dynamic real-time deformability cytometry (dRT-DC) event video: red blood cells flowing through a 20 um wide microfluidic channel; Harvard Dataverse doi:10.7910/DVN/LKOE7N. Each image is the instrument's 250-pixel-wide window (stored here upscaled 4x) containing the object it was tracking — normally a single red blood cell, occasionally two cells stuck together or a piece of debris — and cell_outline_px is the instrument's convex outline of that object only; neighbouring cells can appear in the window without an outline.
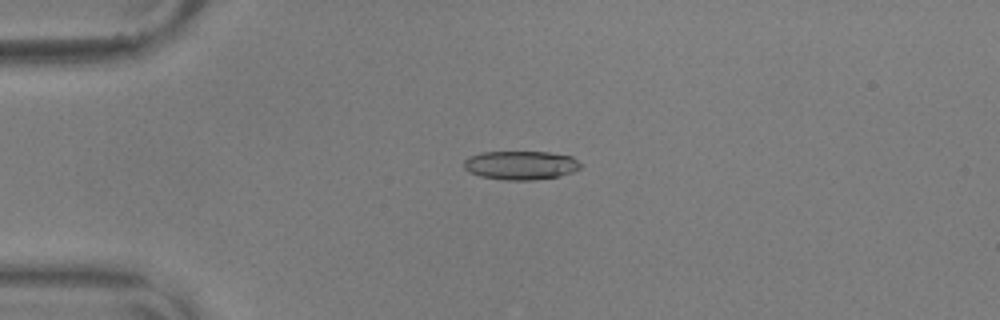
{"species": "common noctule bat (a hibernating species)", "species_latin": "Nyctalus noctula", "temperature_condition": "warm", "stored_images_in_passage": 56, "camera_frame_rate_fps": 3000, "um_per_image_px": 0.085, "animal": {"sex": "male", "body_mass_g": 17.9, "forearm_length_mm": 54.2}, "frame": {"image": 1, "passage_image": 14, "time_ms": 4.333, "image_size_px": [1000, 320], "cell_outline_px": [[580, 168], [572, 172], [560, 176], [532, 180], [504, 180], [480, 176], [468, 172], [464, 168], [464, 160], [480, 152], [548, 152], [572, 156], [580, 164]], "centroid_in_image_um": [44.25, 14.05], "position_along_channel_um": 40.8, "area_um2": 19.54}}
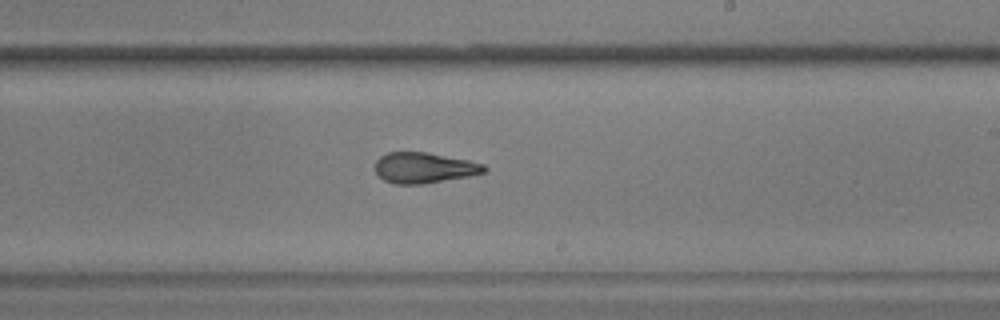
{"frame": {"image": 2, "passage_image": 34, "time_ms": 11.0, "image_size_px": [1000, 320], "cell_outline_px": [[488, 168], [484, 172], [468, 176], [424, 184], [396, 184], [384, 180], [376, 172], [376, 160], [380, 156], [388, 152], [428, 152], [468, 160], [484, 164]], "centroid_in_image_um": [36.05, 14.26], "position_along_channel_um": 252.9, "area_um2": 19.42}}
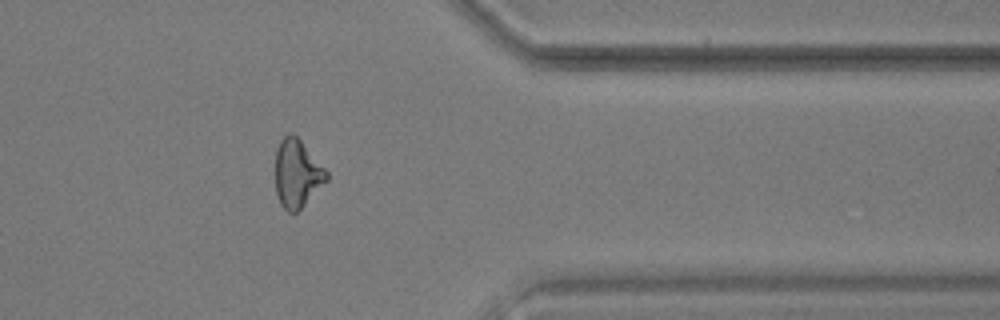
{"frame": {"image": 3, "passage_image": 46, "time_ms": 15.0, "image_size_px": [1000, 320], "cell_outline_px": [[328, 180], [296, 212], [288, 212], [280, 204], [276, 192], [276, 148], [280, 140], [288, 132], [292, 132], [300, 140], [328, 172]], "centroid_in_image_um": [25.24, 14.73], "position_along_channel_um": 386.2, "area_um2": 20.06}, "authors_computed_cell_mechanics": {"area_um2": 19.9988, "velocity_mm_per_s": 3.6308, "shape_relaxation_time_tau1_ms": 7.8889, "shape_relaxation_time_tau2_ms": 2.3066, "deformation_change_tau1": 0.2357, "deformation_change_tau2": 0.1164}}